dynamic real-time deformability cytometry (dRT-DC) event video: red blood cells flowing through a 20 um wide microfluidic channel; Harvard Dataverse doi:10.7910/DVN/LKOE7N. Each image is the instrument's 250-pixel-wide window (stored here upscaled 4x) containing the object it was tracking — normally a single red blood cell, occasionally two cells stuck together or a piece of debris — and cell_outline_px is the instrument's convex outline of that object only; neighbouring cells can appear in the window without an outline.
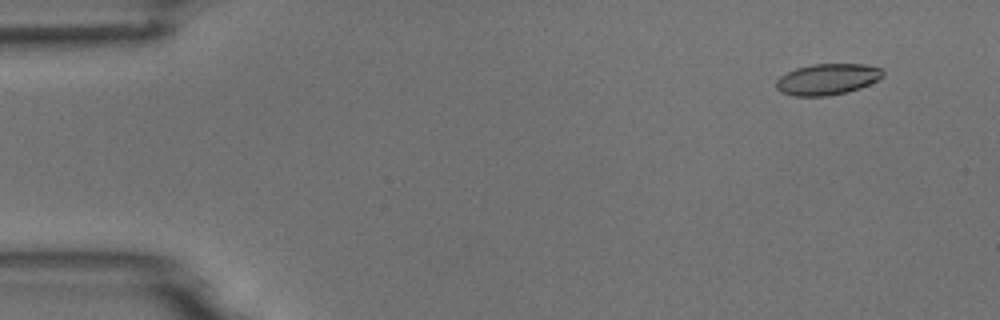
{"species": "common noctule bat (a hibernating species)", "species_latin": "Nyctalus noctula", "temperature_condition": "room temperature", "stored_images_in_passage": 55, "camera_frame_rate_fps": 3000, "um_per_image_px": 0.085, "animal": {"sex": "male", "body_mass_g": 18.8}, "frame": {"image": 1, "passage_image": 5, "time_ms": 1.333, "image_size_px": [1000, 320], "cell_outline_px": [[884, 76], [860, 88], [848, 92], [828, 96], [796, 96], [780, 92], [776, 88], [776, 80], [780, 76], [796, 68], [812, 64], [864, 64], [880, 68], [884, 72]], "centroid_in_image_um": [70.31, 6.74], "position_along_channel_um": 14.7, "area_um2": 19.36}}
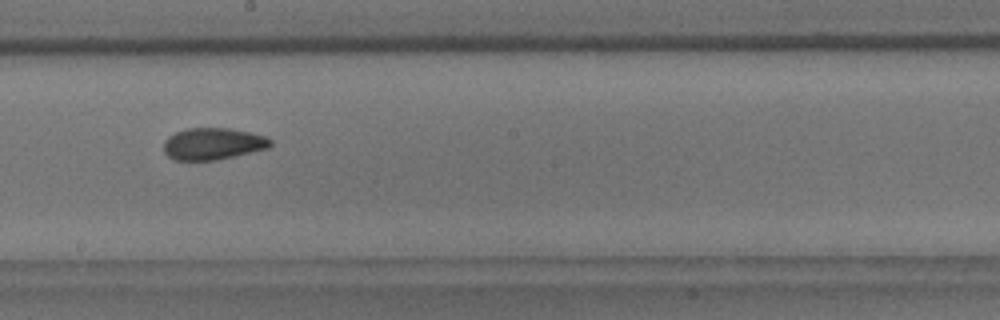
{"frame": {"image": 2, "passage_image": 31, "time_ms": 10.0, "image_size_px": [1000, 320], "cell_outline_px": [[272, 144], [268, 148], [216, 160], [176, 160], [168, 156], [164, 152], [164, 140], [168, 136], [184, 128], [228, 128], [248, 132], [264, 136], [272, 140]], "centroid_in_image_um": [18.07, 12.22], "position_along_channel_um": 230.1, "area_um2": 19.71}}
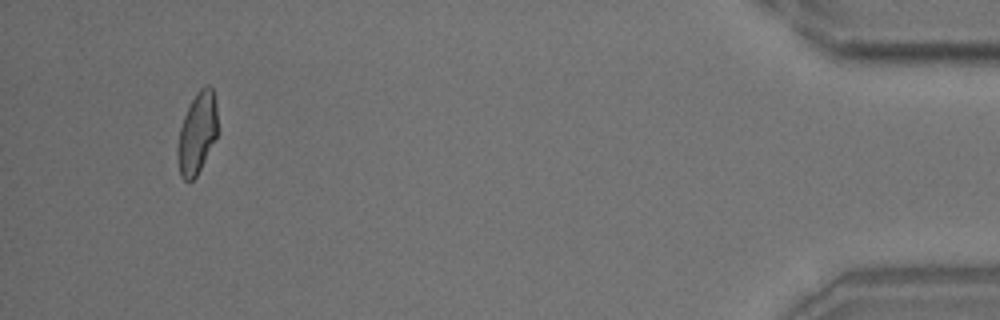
{"frame": {"image": 3, "passage_image": 52, "time_ms": 17.0, "image_size_px": [1000, 320], "cell_outline_px": [[216, 136], [196, 176], [192, 180], [184, 180], [180, 176], [176, 160], [176, 148], [180, 128], [184, 116], [196, 92], [204, 84], [208, 84], [212, 88], [216, 100]], "centroid_in_image_um": [16.72, 11.3], "position_along_channel_um": 418.5, "area_um2": 18.84}, "authors_computed_cell_mechanics": {"area_um2": 19.7098, "velocity_mm_per_s": 3.7237, "shape_relaxation_time_tau1_ms": 4.8425, "shape_relaxation_time_tau2_ms": 2.1381, "deformation_change_tau1": 0.1379, "deformation_change_tau2": 0.0638}}